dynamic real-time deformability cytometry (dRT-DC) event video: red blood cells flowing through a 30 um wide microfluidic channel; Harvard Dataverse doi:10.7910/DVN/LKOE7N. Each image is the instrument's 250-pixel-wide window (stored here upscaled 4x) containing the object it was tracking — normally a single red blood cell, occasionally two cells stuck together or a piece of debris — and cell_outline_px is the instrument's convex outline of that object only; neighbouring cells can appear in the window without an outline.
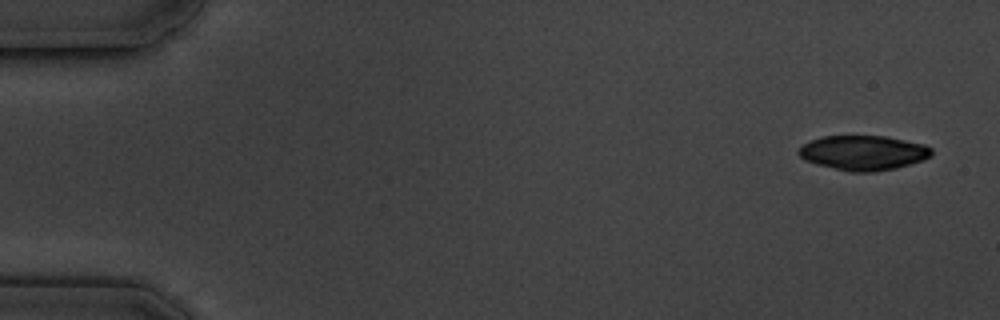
{"species": "common noctule bat (a hibernating species)", "species_latin": "Nyctalus noctula", "temperature_condition": "cold", "stored_images_in_passage": 5, "camera_frame_rate_fps": 3000, "um_per_image_px": 0.085, "animal": {"sex": "male", "body_mass_g": 19.5, "forearm_length_mm": 54.6}, "frame": {"image": 1, "passage_image": 1, "time_ms": 0.0, "image_size_px": [1000, 320], "cell_outline_px": [[932, 156], [924, 160], [896, 168], [872, 172], [852, 172], [816, 164], [804, 160], [796, 152], [804, 144], [820, 136], [884, 136], [924, 144], [932, 148]], "centroid_in_image_um": [73.39, 12.99], "position_along_channel_um": 11.6, "area_um2": 26.88}}